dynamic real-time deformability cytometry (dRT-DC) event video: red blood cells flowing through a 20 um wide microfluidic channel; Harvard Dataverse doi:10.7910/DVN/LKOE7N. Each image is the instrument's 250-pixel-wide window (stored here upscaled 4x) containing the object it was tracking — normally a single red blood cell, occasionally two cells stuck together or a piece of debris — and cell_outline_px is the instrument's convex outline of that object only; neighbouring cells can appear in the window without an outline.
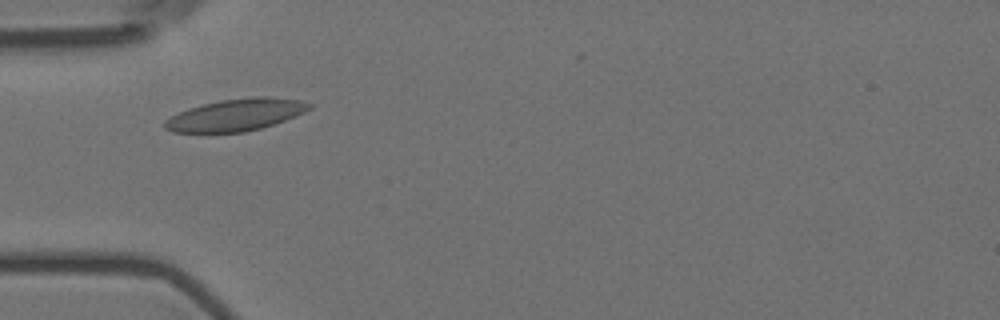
{"species": "Egyptian fruit bat (a non-hibernating species)", "species_latin": "Rousettus aegyptiacus", "temperature_condition": "room temperature", "stored_images_in_passage": 13, "camera_frame_rate_fps": 3000, "um_per_image_px": 0.085, "animal": {"sex": "female"}, "frame": {"image": 1, "passage_image": 3, "time_ms": 0.667, "image_size_px": [1000, 320], "cell_outline_px": [[312, 108], [296, 116], [260, 128], [244, 132], [172, 132], [164, 128], [164, 120], [188, 108], [220, 100], [252, 96], [268, 96], [300, 100], [312, 104]], "centroid_in_image_um": [20.06, 9.75], "position_along_channel_um": 64.9, "area_um2": 26.82}}
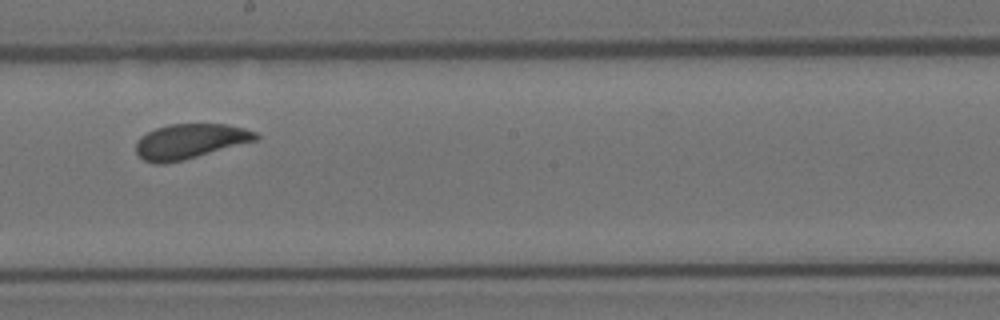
{"frame": {"image": 2, "passage_image": 7, "time_ms": 2.0, "image_size_px": [1000, 320], "cell_outline_px": [[260, 136], [256, 140], [184, 160], [164, 164], [156, 164], [144, 160], [136, 152], [136, 140], [140, 136], [156, 128], [168, 124], [224, 124], [244, 128], [256, 132]], "centroid_in_image_um": [16.12, 12.01], "position_along_channel_um": 232.1, "area_um2": 24.28}}
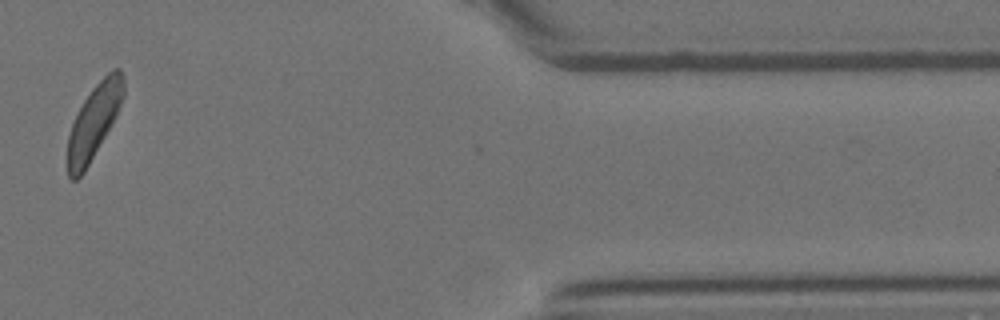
{"frame": {"image": 3, "passage_image": 12, "time_ms": 3.667, "image_size_px": [1000, 320], "cell_outline_px": [[124, 96], [116, 116], [112, 124], [84, 172], [76, 180], [72, 180], [68, 176], [68, 136], [72, 124], [84, 100], [92, 88], [112, 68], [120, 68], [124, 76]], "centroid_in_image_um": [8.01, 10.3], "position_along_channel_um": 403.4, "area_um2": 23.87}}